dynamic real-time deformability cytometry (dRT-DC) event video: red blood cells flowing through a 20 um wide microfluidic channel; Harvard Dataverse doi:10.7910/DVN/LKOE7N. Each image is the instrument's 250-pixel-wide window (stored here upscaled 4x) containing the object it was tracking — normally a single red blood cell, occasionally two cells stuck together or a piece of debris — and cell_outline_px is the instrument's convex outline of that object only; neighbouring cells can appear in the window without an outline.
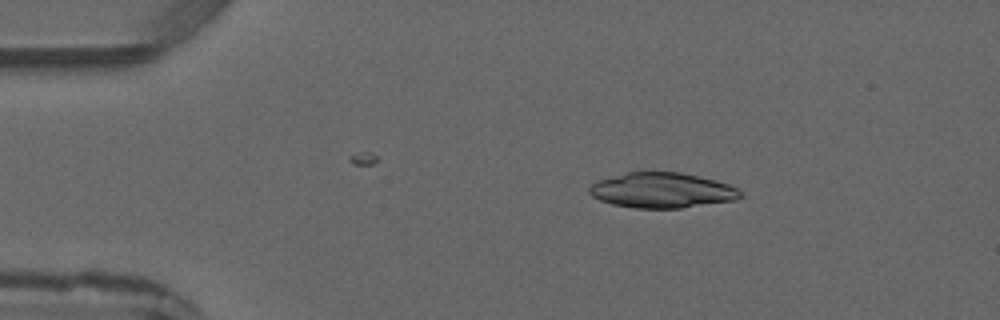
{"species": "common noctule bat (a hibernating species)", "species_latin": "Nyctalus noctula", "temperature_condition": "warm", "stored_images_in_passage": 3, "camera_frame_rate_fps": 3000, "um_per_image_px": 0.085, "animal": {"sex": "male", "forearm_length_mm": 52.5}, "frame": {"image": 1, "passage_image": 2, "time_ms": 1.0, "image_size_px": [1000, 320], "cell_outline_px": [[744, 196], [736, 200], [680, 208], [636, 208], [612, 204], [600, 200], [592, 196], [588, 192], [588, 188], [596, 180], [628, 172], [680, 172], [716, 180], [728, 184], [736, 188]], "centroid_in_image_um": [56.26, 16.18], "position_along_channel_um": 28.7, "area_um2": 31.04}}